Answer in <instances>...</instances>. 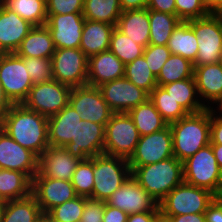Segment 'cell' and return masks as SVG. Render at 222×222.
Listing matches in <instances>:
<instances>
[{
  "instance_id": "680465c9",
  "label": "cell",
  "mask_w": 222,
  "mask_h": 222,
  "mask_svg": "<svg viewBox=\"0 0 222 222\" xmlns=\"http://www.w3.org/2000/svg\"><path fill=\"white\" fill-rule=\"evenodd\" d=\"M36 222H54V221L47 213H42Z\"/></svg>"
},
{
  "instance_id": "484cf974",
  "label": "cell",
  "mask_w": 222,
  "mask_h": 222,
  "mask_svg": "<svg viewBox=\"0 0 222 222\" xmlns=\"http://www.w3.org/2000/svg\"><path fill=\"white\" fill-rule=\"evenodd\" d=\"M116 28L146 48L150 38L149 9L122 11Z\"/></svg>"
},
{
  "instance_id": "f5cc1de1",
  "label": "cell",
  "mask_w": 222,
  "mask_h": 222,
  "mask_svg": "<svg viewBox=\"0 0 222 222\" xmlns=\"http://www.w3.org/2000/svg\"><path fill=\"white\" fill-rule=\"evenodd\" d=\"M169 222H206L204 213L184 214L178 216H161Z\"/></svg>"
},
{
  "instance_id": "ee69618b",
  "label": "cell",
  "mask_w": 222,
  "mask_h": 222,
  "mask_svg": "<svg viewBox=\"0 0 222 222\" xmlns=\"http://www.w3.org/2000/svg\"><path fill=\"white\" fill-rule=\"evenodd\" d=\"M175 5L177 17L184 22L210 14L202 0H175Z\"/></svg>"
},
{
  "instance_id": "7c38bea8",
  "label": "cell",
  "mask_w": 222,
  "mask_h": 222,
  "mask_svg": "<svg viewBox=\"0 0 222 222\" xmlns=\"http://www.w3.org/2000/svg\"><path fill=\"white\" fill-rule=\"evenodd\" d=\"M173 156V137L168 125L163 130L140 136L128 163L132 172L136 167L157 163Z\"/></svg>"
},
{
  "instance_id": "d6986e66",
  "label": "cell",
  "mask_w": 222,
  "mask_h": 222,
  "mask_svg": "<svg viewBox=\"0 0 222 222\" xmlns=\"http://www.w3.org/2000/svg\"><path fill=\"white\" fill-rule=\"evenodd\" d=\"M105 126L81 120L77 135L64 148L80 160L98 156L104 152Z\"/></svg>"
},
{
  "instance_id": "681fc988",
  "label": "cell",
  "mask_w": 222,
  "mask_h": 222,
  "mask_svg": "<svg viewBox=\"0 0 222 222\" xmlns=\"http://www.w3.org/2000/svg\"><path fill=\"white\" fill-rule=\"evenodd\" d=\"M147 8L149 10L176 15L175 0H149Z\"/></svg>"
},
{
  "instance_id": "816d5d0a",
  "label": "cell",
  "mask_w": 222,
  "mask_h": 222,
  "mask_svg": "<svg viewBox=\"0 0 222 222\" xmlns=\"http://www.w3.org/2000/svg\"><path fill=\"white\" fill-rule=\"evenodd\" d=\"M160 216V212L130 214L127 217V222H157Z\"/></svg>"
},
{
  "instance_id": "8992f818",
  "label": "cell",
  "mask_w": 222,
  "mask_h": 222,
  "mask_svg": "<svg viewBox=\"0 0 222 222\" xmlns=\"http://www.w3.org/2000/svg\"><path fill=\"white\" fill-rule=\"evenodd\" d=\"M217 196L211 191L185 182L176 186L160 202L161 216L204 213Z\"/></svg>"
},
{
  "instance_id": "f907efd6",
  "label": "cell",
  "mask_w": 222,
  "mask_h": 222,
  "mask_svg": "<svg viewBox=\"0 0 222 222\" xmlns=\"http://www.w3.org/2000/svg\"><path fill=\"white\" fill-rule=\"evenodd\" d=\"M127 217L128 215L125 212L105 202L102 222H127Z\"/></svg>"
},
{
  "instance_id": "9f6ffc18",
  "label": "cell",
  "mask_w": 222,
  "mask_h": 222,
  "mask_svg": "<svg viewBox=\"0 0 222 222\" xmlns=\"http://www.w3.org/2000/svg\"><path fill=\"white\" fill-rule=\"evenodd\" d=\"M210 145L212 146L216 162L218 163V166L222 170V144H210Z\"/></svg>"
},
{
  "instance_id": "cb8c5ba5",
  "label": "cell",
  "mask_w": 222,
  "mask_h": 222,
  "mask_svg": "<svg viewBox=\"0 0 222 222\" xmlns=\"http://www.w3.org/2000/svg\"><path fill=\"white\" fill-rule=\"evenodd\" d=\"M193 76L200 99L216 104L222 97V62L196 66Z\"/></svg>"
},
{
  "instance_id": "b9f144b4",
  "label": "cell",
  "mask_w": 222,
  "mask_h": 222,
  "mask_svg": "<svg viewBox=\"0 0 222 222\" xmlns=\"http://www.w3.org/2000/svg\"><path fill=\"white\" fill-rule=\"evenodd\" d=\"M33 84L46 83L53 79L51 58L20 57Z\"/></svg>"
},
{
  "instance_id": "6125c7cd",
  "label": "cell",
  "mask_w": 222,
  "mask_h": 222,
  "mask_svg": "<svg viewBox=\"0 0 222 222\" xmlns=\"http://www.w3.org/2000/svg\"><path fill=\"white\" fill-rule=\"evenodd\" d=\"M2 215H3V202H0V222H2Z\"/></svg>"
},
{
  "instance_id": "52a82bcc",
  "label": "cell",
  "mask_w": 222,
  "mask_h": 222,
  "mask_svg": "<svg viewBox=\"0 0 222 222\" xmlns=\"http://www.w3.org/2000/svg\"><path fill=\"white\" fill-rule=\"evenodd\" d=\"M186 22L197 36L198 52L193 67L222 62V19L210 13Z\"/></svg>"
},
{
  "instance_id": "ba28073f",
  "label": "cell",
  "mask_w": 222,
  "mask_h": 222,
  "mask_svg": "<svg viewBox=\"0 0 222 222\" xmlns=\"http://www.w3.org/2000/svg\"><path fill=\"white\" fill-rule=\"evenodd\" d=\"M140 134L128 113H113L105 125L103 154L129 159Z\"/></svg>"
},
{
  "instance_id": "74e56055",
  "label": "cell",
  "mask_w": 222,
  "mask_h": 222,
  "mask_svg": "<svg viewBox=\"0 0 222 222\" xmlns=\"http://www.w3.org/2000/svg\"><path fill=\"white\" fill-rule=\"evenodd\" d=\"M124 77L148 94L157 86V78L143 55L125 65Z\"/></svg>"
},
{
  "instance_id": "f1b7e54d",
  "label": "cell",
  "mask_w": 222,
  "mask_h": 222,
  "mask_svg": "<svg viewBox=\"0 0 222 222\" xmlns=\"http://www.w3.org/2000/svg\"><path fill=\"white\" fill-rule=\"evenodd\" d=\"M32 193V180L20 171L0 170V202L16 200Z\"/></svg>"
},
{
  "instance_id": "2e32d148",
  "label": "cell",
  "mask_w": 222,
  "mask_h": 222,
  "mask_svg": "<svg viewBox=\"0 0 222 222\" xmlns=\"http://www.w3.org/2000/svg\"><path fill=\"white\" fill-rule=\"evenodd\" d=\"M39 157L22 147L0 128V169L25 173L31 180L38 173Z\"/></svg>"
},
{
  "instance_id": "8fae6325",
  "label": "cell",
  "mask_w": 222,
  "mask_h": 222,
  "mask_svg": "<svg viewBox=\"0 0 222 222\" xmlns=\"http://www.w3.org/2000/svg\"><path fill=\"white\" fill-rule=\"evenodd\" d=\"M71 89L54 79L34 84L22 104L43 116L50 117L68 105Z\"/></svg>"
},
{
  "instance_id": "3957f363",
  "label": "cell",
  "mask_w": 222,
  "mask_h": 222,
  "mask_svg": "<svg viewBox=\"0 0 222 222\" xmlns=\"http://www.w3.org/2000/svg\"><path fill=\"white\" fill-rule=\"evenodd\" d=\"M131 176L160 202L176 186L184 182L183 162L173 156L157 163L136 167Z\"/></svg>"
},
{
  "instance_id": "5b68a950",
  "label": "cell",
  "mask_w": 222,
  "mask_h": 222,
  "mask_svg": "<svg viewBox=\"0 0 222 222\" xmlns=\"http://www.w3.org/2000/svg\"><path fill=\"white\" fill-rule=\"evenodd\" d=\"M92 198L106 201L131 176L128 160L101 154L93 157Z\"/></svg>"
},
{
  "instance_id": "6f0895ef",
  "label": "cell",
  "mask_w": 222,
  "mask_h": 222,
  "mask_svg": "<svg viewBox=\"0 0 222 222\" xmlns=\"http://www.w3.org/2000/svg\"><path fill=\"white\" fill-rule=\"evenodd\" d=\"M207 10L212 13L222 2V0H202Z\"/></svg>"
},
{
  "instance_id": "1f68e13d",
  "label": "cell",
  "mask_w": 222,
  "mask_h": 222,
  "mask_svg": "<svg viewBox=\"0 0 222 222\" xmlns=\"http://www.w3.org/2000/svg\"><path fill=\"white\" fill-rule=\"evenodd\" d=\"M167 47L171 54H177L192 63L195 62L198 52L197 36L187 22L182 21L176 27L168 40Z\"/></svg>"
},
{
  "instance_id": "603a6c76",
  "label": "cell",
  "mask_w": 222,
  "mask_h": 222,
  "mask_svg": "<svg viewBox=\"0 0 222 222\" xmlns=\"http://www.w3.org/2000/svg\"><path fill=\"white\" fill-rule=\"evenodd\" d=\"M81 120L80 115L69 104L57 114L48 117L49 146L64 147L75 139Z\"/></svg>"
},
{
  "instance_id": "ffe728a7",
  "label": "cell",
  "mask_w": 222,
  "mask_h": 222,
  "mask_svg": "<svg viewBox=\"0 0 222 222\" xmlns=\"http://www.w3.org/2000/svg\"><path fill=\"white\" fill-rule=\"evenodd\" d=\"M81 160L72 156L64 147L49 146L40 156L38 173L34 177H50L71 181Z\"/></svg>"
},
{
  "instance_id": "db71d44e",
  "label": "cell",
  "mask_w": 222,
  "mask_h": 222,
  "mask_svg": "<svg viewBox=\"0 0 222 222\" xmlns=\"http://www.w3.org/2000/svg\"><path fill=\"white\" fill-rule=\"evenodd\" d=\"M149 0H119L122 11L139 10L147 8Z\"/></svg>"
},
{
  "instance_id": "94428289",
  "label": "cell",
  "mask_w": 222,
  "mask_h": 222,
  "mask_svg": "<svg viewBox=\"0 0 222 222\" xmlns=\"http://www.w3.org/2000/svg\"><path fill=\"white\" fill-rule=\"evenodd\" d=\"M216 105H218V112L220 113H222V97L218 100V102H217V104ZM222 115V114H221Z\"/></svg>"
},
{
  "instance_id": "4dcf8cb0",
  "label": "cell",
  "mask_w": 222,
  "mask_h": 222,
  "mask_svg": "<svg viewBox=\"0 0 222 222\" xmlns=\"http://www.w3.org/2000/svg\"><path fill=\"white\" fill-rule=\"evenodd\" d=\"M42 210L35 196H29L3 202L2 222H36Z\"/></svg>"
},
{
  "instance_id": "c3c4849f",
  "label": "cell",
  "mask_w": 222,
  "mask_h": 222,
  "mask_svg": "<svg viewBox=\"0 0 222 222\" xmlns=\"http://www.w3.org/2000/svg\"><path fill=\"white\" fill-rule=\"evenodd\" d=\"M206 222H222V200L216 197L204 212Z\"/></svg>"
},
{
  "instance_id": "d4e9b609",
  "label": "cell",
  "mask_w": 222,
  "mask_h": 222,
  "mask_svg": "<svg viewBox=\"0 0 222 222\" xmlns=\"http://www.w3.org/2000/svg\"><path fill=\"white\" fill-rule=\"evenodd\" d=\"M114 25L85 19L79 48L89 58L109 50Z\"/></svg>"
},
{
  "instance_id": "be15d7a7",
  "label": "cell",
  "mask_w": 222,
  "mask_h": 222,
  "mask_svg": "<svg viewBox=\"0 0 222 222\" xmlns=\"http://www.w3.org/2000/svg\"><path fill=\"white\" fill-rule=\"evenodd\" d=\"M157 222H169L167 219L160 216Z\"/></svg>"
},
{
  "instance_id": "7402d4cb",
  "label": "cell",
  "mask_w": 222,
  "mask_h": 222,
  "mask_svg": "<svg viewBox=\"0 0 222 222\" xmlns=\"http://www.w3.org/2000/svg\"><path fill=\"white\" fill-rule=\"evenodd\" d=\"M125 64L110 50L88 58L87 85L99 87L103 83L124 77Z\"/></svg>"
},
{
  "instance_id": "7dc6e473",
  "label": "cell",
  "mask_w": 222,
  "mask_h": 222,
  "mask_svg": "<svg viewBox=\"0 0 222 222\" xmlns=\"http://www.w3.org/2000/svg\"><path fill=\"white\" fill-rule=\"evenodd\" d=\"M210 108V144H222V115Z\"/></svg>"
},
{
  "instance_id": "e0dca14e",
  "label": "cell",
  "mask_w": 222,
  "mask_h": 222,
  "mask_svg": "<svg viewBox=\"0 0 222 222\" xmlns=\"http://www.w3.org/2000/svg\"><path fill=\"white\" fill-rule=\"evenodd\" d=\"M85 18L82 13L47 15L46 26L56 49L79 48Z\"/></svg>"
},
{
  "instance_id": "91938a15",
  "label": "cell",
  "mask_w": 222,
  "mask_h": 222,
  "mask_svg": "<svg viewBox=\"0 0 222 222\" xmlns=\"http://www.w3.org/2000/svg\"><path fill=\"white\" fill-rule=\"evenodd\" d=\"M213 15L220 17L222 19V2L220 5L212 12Z\"/></svg>"
},
{
  "instance_id": "d590c367",
  "label": "cell",
  "mask_w": 222,
  "mask_h": 222,
  "mask_svg": "<svg viewBox=\"0 0 222 222\" xmlns=\"http://www.w3.org/2000/svg\"><path fill=\"white\" fill-rule=\"evenodd\" d=\"M149 99L168 124L189 114L162 86L157 85L149 94Z\"/></svg>"
},
{
  "instance_id": "83f0119b",
  "label": "cell",
  "mask_w": 222,
  "mask_h": 222,
  "mask_svg": "<svg viewBox=\"0 0 222 222\" xmlns=\"http://www.w3.org/2000/svg\"><path fill=\"white\" fill-rule=\"evenodd\" d=\"M162 87L175 101L181 104L188 113H198L206 108H211L208 104H204L205 101L202 103V100L198 99V91L194 78L179 80L162 85Z\"/></svg>"
},
{
  "instance_id": "ac0fdd59",
  "label": "cell",
  "mask_w": 222,
  "mask_h": 222,
  "mask_svg": "<svg viewBox=\"0 0 222 222\" xmlns=\"http://www.w3.org/2000/svg\"><path fill=\"white\" fill-rule=\"evenodd\" d=\"M32 194L43 213H48L55 206L78 196L71 181L50 177H34L32 179Z\"/></svg>"
},
{
  "instance_id": "30bf717a",
  "label": "cell",
  "mask_w": 222,
  "mask_h": 222,
  "mask_svg": "<svg viewBox=\"0 0 222 222\" xmlns=\"http://www.w3.org/2000/svg\"><path fill=\"white\" fill-rule=\"evenodd\" d=\"M0 82L13 104H22L34 85L25 64L16 53L0 54Z\"/></svg>"
},
{
  "instance_id": "5bb4252c",
  "label": "cell",
  "mask_w": 222,
  "mask_h": 222,
  "mask_svg": "<svg viewBox=\"0 0 222 222\" xmlns=\"http://www.w3.org/2000/svg\"><path fill=\"white\" fill-rule=\"evenodd\" d=\"M127 215L143 212H160L156 201L138 182L130 176L118 190L105 201Z\"/></svg>"
},
{
  "instance_id": "4fadbf2b",
  "label": "cell",
  "mask_w": 222,
  "mask_h": 222,
  "mask_svg": "<svg viewBox=\"0 0 222 222\" xmlns=\"http://www.w3.org/2000/svg\"><path fill=\"white\" fill-rule=\"evenodd\" d=\"M68 104L74 108L83 121H91L104 126L113 114L99 88L94 86L72 88Z\"/></svg>"
},
{
  "instance_id": "ab89813d",
  "label": "cell",
  "mask_w": 222,
  "mask_h": 222,
  "mask_svg": "<svg viewBox=\"0 0 222 222\" xmlns=\"http://www.w3.org/2000/svg\"><path fill=\"white\" fill-rule=\"evenodd\" d=\"M71 182L78 196L92 198L94 188L93 157L79 162Z\"/></svg>"
},
{
  "instance_id": "9a60e30c",
  "label": "cell",
  "mask_w": 222,
  "mask_h": 222,
  "mask_svg": "<svg viewBox=\"0 0 222 222\" xmlns=\"http://www.w3.org/2000/svg\"><path fill=\"white\" fill-rule=\"evenodd\" d=\"M103 99L113 113H128L132 108L149 99V94L125 77L100 85Z\"/></svg>"
},
{
  "instance_id": "8d00e7d4",
  "label": "cell",
  "mask_w": 222,
  "mask_h": 222,
  "mask_svg": "<svg viewBox=\"0 0 222 222\" xmlns=\"http://www.w3.org/2000/svg\"><path fill=\"white\" fill-rule=\"evenodd\" d=\"M4 5L34 26L47 22L46 0H5Z\"/></svg>"
},
{
  "instance_id": "836d02e7",
  "label": "cell",
  "mask_w": 222,
  "mask_h": 222,
  "mask_svg": "<svg viewBox=\"0 0 222 222\" xmlns=\"http://www.w3.org/2000/svg\"><path fill=\"white\" fill-rule=\"evenodd\" d=\"M121 13L119 0H84L82 14L87 20L106 22L116 27Z\"/></svg>"
},
{
  "instance_id": "60d3db41",
  "label": "cell",
  "mask_w": 222,
  "mask_h": 222,
  "mask_svg": "<svg viewBox=\"0 0 222 222\" xmlns=\"http://www.w3.org/2000/svg\"><path fill=\"white\" fill-rule=\"evenodd\" d=\"M84 205L85 196H77L72 200L55 206L47 214L54 222H81Z\"/></svg>"
},
{
  "instance_id": "277c9868",
  "label": "cell",
  "mask_w": 222,
  "mask_h": 222,
  "mask_svg": "<svg viewBox=\"0 0 222 222\" xmlns=\"http://www.w3.org/2000/svg\"><path fill=\"white\" fill-rule=\"evenodd\" d=\"M183 176L189 185L205 188L217 197L222 194V170L210 144L183 161Z\"/></svg>"
},
{
  "instance_id": "bcb514c9",
  "label": "cell",
  "mask_w": 222,
  "mask_h": 222,
  "mask_svg": "<svg viewBox=\"0 0 222 222\" xmlns=\"http://www.w3.org/2000/svg\"><path fill=\"white\" fill-rule=\"evenodd\" d=\"M104 210V201L85 197V205L81 222H102Z\"/></svg>"
},
{
  "instance_id": "44dd1931",
  "label": "cell",
  "mask_w": 222,
  "mask_h": 222,
  "mask_svg": "<svg viewBox=\"0 0 222 222\" xmlns=\"http://www.w3.org/2000/svg\"><path fill=\"white\" fill-rule=\"evenodd\" d=\"M33 27L30 22L3 5L0 8V54L15 53Z\"/></svg>"
},
{
  "instance_id": "f6af8a7d",
  "label": "cell",
  "mask_w": 222,
  "mask_h": 222,
  "mask_svg": "<svg viewBox=\"0 0 222 222\" xmlns=\"http://www.w3.org/2000/svg\"><path fill=\"white\" fill-rule=\"evenodd\" d=\"M84 0H46L47 15L83 13Z\"/></svg>"
},
{
  "instance_id": "4316f807",
  "label": "cell",
  "mask_w": 222,
  "mask_h": 222,
  "mask_svg": "<svg viewBox=\"0 0 222 222\" xmlns=\"http://www.w3.org/2000/svg\"><path fill=\"white\" fill-rule=\"evenodd\" d=\"M56 48L46 25L34 26L15 52L19 57L51 58Z\"/></svg>"
},
{
  "instance_id": "6da1fadb",
  "label": "cell",
  "mask_w": 222,
  "mask_h": 222,
  "mask_svg": "<svg viewBox=\"0 0 222 222\" xmlns=\"http://www.w3.org/2000/svg\"><path fill=\"white\" fill-rule=\"evenodd\" d=\"M0 128L38 157L49 147L48 117L23 104H13L3 118Z\"/></svg>"
},
{
  "instance_id": "7bdbcfd3",
  "label": "cell",
  "mask_w": 222,
  "mask_h": 222,
  "mask_svg": "<svg viewBox=\"0 0 222 222\" xmlns=\"http://www.w3.org/2000/svg\"><path fill=\"white\" fill-rule=\"evenodd\" d=\"M143 56L148 64V67L157 78L162 66L171 56V51L167 45L149 44L146 48H144Z\"/></svg>"
},
{
  "instance_id": "11a10c76",
  "label": "cell",
  "mask_w": 222,
  "mask_h": 222,
  "mask_svg": "<svg viewBox=\"0 0 222 222\" xmlns=\"http://www.w3.org/2000/svg\"><path fill=\"white\" fill-rule=\"evenodd\" d=\"M13 103L6 96L2 84L0 82V125L2 124L3 118L8 113Z\"/></svg>"
},
{
  "instance_id": "f546056e",
  "label": "cell",
  "mask_w": 222,
  "mask_h": 222,
  "mask_svg": "<svg viewBox=\"0 0 222 222\" xmlns=\"http://www.w3.org/2000/svg\"><path fill=\"white\" fill-rule=\"evenodd\" d=\"M128 115L133 120L140 136L149 135L168 126L150 99L132 108Z\"/></svg>"
},
{
  "instance_id": "9c48e42d",
  "label": "cell",
  "mask_w": 222,
  "mask_h": 222,
  "mask_svg": "<svg viewBox=\"0 0 222 222\" xmlns=\"http://www.w3.org/2000/svg\"><path fill=\"white\" fill-rule=\"evenodd\" d=\"M53 79L71 88L87 85L88 57L80 48H59L51 57Z\"/></svg>"
},
{
  "instance_id": "f35d334b",
  "label": "cell",
  "mask_w": 222,
  "mask_h": 222,
  "mask_svg": "<svg viewBox=\"0 0 222 222\" xmlns=\"http://www.w3.org/2000/svg\"><path fill=\"white\" fill-rule=\"evenodd\" d=\"M109 50L126 65L142 56L144 47L134 42L115 27L110 37Z\"/></svg>"
},
{
  "instance_id": "7a4b0ae2",
  "label": "cell",
  "mask_w": 222,
  "mask_h": 222,
  "mask_svg": "<svg viewBox=\"0 0 222 222\" xmlns=\"http://www.w3.org/2000/svg\"><path fill=\"white\" fill-rule=\"evenodd\" d=\"M168 125L173 137V155L181 162L210 144V108L189 113Z\"/></svg>"
},
{
  "instance_id": "e575fe53",
  "label": "cell",
  "mask_w": 222,
  "mask_h": 222,
  "mask_svg": "<svg viewBox=\"0 0 222 222\" xmlns=\"http://www.w3.org/2000/svg\"><path fill=\"white\" fill-rule=\"evenodd\" d=\"M193 63L177 54H171L157 77V85L162 86L179 80L194 78Z\"/></svg>"
},
{
  "instance_id": "e7e4bbea",
  "label": "cell",
  "mask_w": 222,
  "mask_h": 222,
  "mask_svg": "<svg viewBox=\"0 0 222 222\" xmlns=\"http://www.w3.org/2000/svg\"><path fill=\"white\" fill-rule=\"evenodd\" d=\"M5 4V0H0V8Z\"/></svg>"
},
{
  "instance_id": "d6a6232c",
  "label": "cell",
  "mask_w": 222,
  "mask_h": 222,
  "mask_svg": "<svg viewBox=\"0 0 222 222\" xmlns=\"http://www.w3.org/2000/svg\"><path fill=\"white\" fill-rule=\"evenodd\" d=\"M149 44L167 45L172 32L182 22L177 15L149 10Z\"/></svg>"
}]
</instances>
